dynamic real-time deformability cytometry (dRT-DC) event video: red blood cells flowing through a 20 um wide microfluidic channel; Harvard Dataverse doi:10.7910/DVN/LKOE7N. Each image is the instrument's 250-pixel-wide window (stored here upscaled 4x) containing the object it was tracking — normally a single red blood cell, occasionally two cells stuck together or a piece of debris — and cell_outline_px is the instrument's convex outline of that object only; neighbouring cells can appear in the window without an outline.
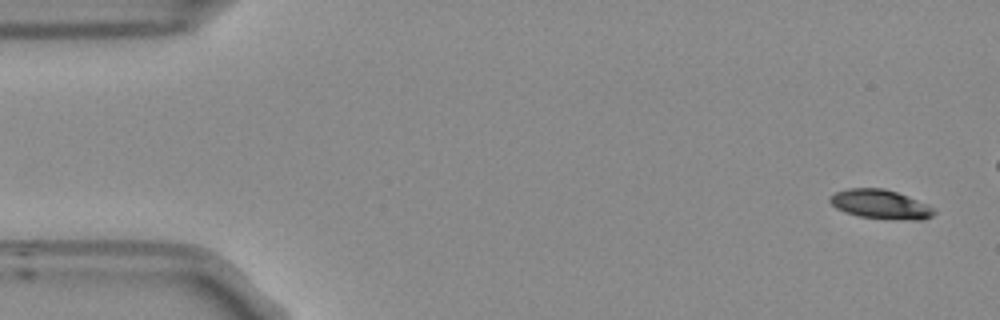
{"species": "Egyptian fruit bat (a non-hibernating species)", "species_latin": "Rousettus aegyptiacus", "temperature_condition": "room temperature", "stored_images_in_passage": 54, "camera_frame_rate_fps": 3000, "um_per_image_px": 0.085, "frame": {"image": 1, "passage_image": 1, "time_ms": 0.0, "image_size_px": [1000, 320], "cell_outline_px": [[936, 212], [932, 216], [924, 220], [912, 220], [860, 216], [844, 212], [836, 208], [828, 200], [836, 192], [848, 188], [884, 188], [908, 196], [928, 204]], "centroid_in_image_um": [74.86, 17.36], "position_along_channel_um": 10.1, "area_um2": 17.51}}
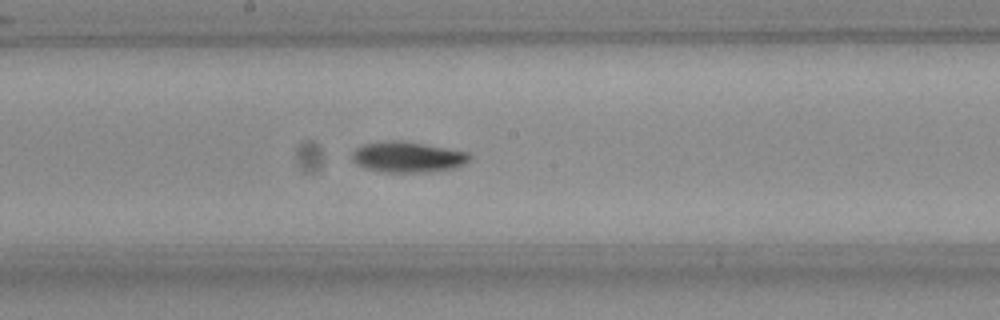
{"frame": {"image": 2, "passage_image": 27, "time_ms": 8.667, "image_size_px": [1000, 320], "cell_outline_px": [[468, 160], [464, 164], [456, 168], [428, 172], [384, 172], [368, 168], [360, 164], [352, 156], [356, 148], [364, 144], [392, 140], [400, 140], [424, 144], [468, 152]], "centroid_in_image_um": [34.7, 13.34], "position_along_channel_um": 213.5, "area_um2": 20.52}}
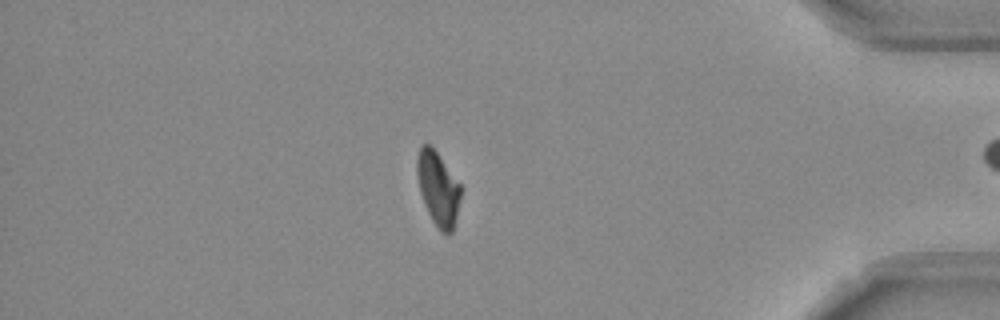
{"frame": {"image": 3, "passage_image": 45, "time_ms": 14.667, "image_size_px": [1000, 320], "cell_outline_px": [[460, 196], [456, 216], [452, 232], [448, 236], [440, 232], [432, 220], [428, 212], [420, 192], [416, 168], [416, 160], [420, 148], [424, 144], [428, 144], [436, 152], [460, 184]], "centroid_in_image_um": [37.22, 16.07], "position_along_channel_um": 398.0, "area_um2": 18.38}, "authors_computed_cell_mechanics": {"area_um2": 19.1896, "velocity_mm_per_s": 3.7424, "shape_relaxation_time_tau1_ms": 3.4568, "shape_relaxation_time_tau2_ms": null, "deformation_change_tau1": 0.1349, "deformation_change_tau2": null}}